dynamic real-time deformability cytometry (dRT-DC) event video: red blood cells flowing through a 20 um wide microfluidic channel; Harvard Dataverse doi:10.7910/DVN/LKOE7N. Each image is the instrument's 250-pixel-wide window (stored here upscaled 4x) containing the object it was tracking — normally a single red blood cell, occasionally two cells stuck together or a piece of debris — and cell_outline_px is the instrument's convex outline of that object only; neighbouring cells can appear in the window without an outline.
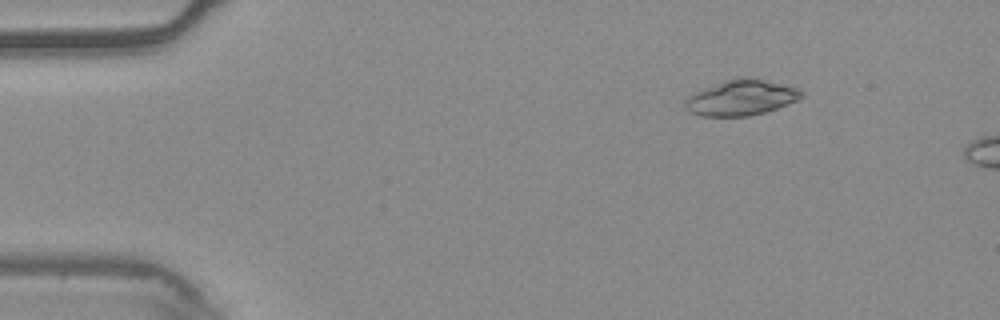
{"species": "common noctule bat (a hibernating species)", "species_latin": "Nyctalus noctula", "temperature_condition": "warm", "stored_images_in_passage": 13, "camera_frame_rate_fps": 3000, "um_per_image_px": 0.085, "animal": {"sex": "male", "body_mass_g": 20.4}, "frame": {"image": 1, "passage_image": 8, "time_ms": 2.333, "image_size_px": [1000, 320], "cell_outline_px": [[804, 96], [800, 100], [764, 112], [748, 116], [700, 116], [688, 112], [684, 108], [684, 100], [688, 96], [704, 88], [724, 80], [740, 76], [756, 76], [800, 88], [804, 92]], "centroid_in_image_um": [63.04, 8.27], "position_along_channel_um": 22.0, "area_um2": 24.8}}